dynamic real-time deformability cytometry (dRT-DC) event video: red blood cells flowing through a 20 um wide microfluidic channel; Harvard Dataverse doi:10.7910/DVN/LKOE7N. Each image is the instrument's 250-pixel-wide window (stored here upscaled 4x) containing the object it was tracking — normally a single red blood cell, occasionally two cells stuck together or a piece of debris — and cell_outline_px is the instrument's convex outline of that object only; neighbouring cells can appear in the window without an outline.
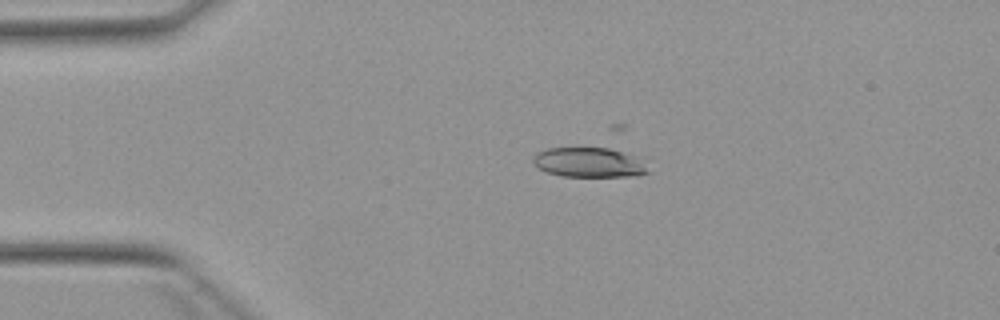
{"species": "Egyptian fruit bat (a non-hibernating species)", "species_latin": "Rousettus aegyptiacus", "temperature_condition": "warm", "stored_images_in_passage": 7, "camera_frame_rate_fps": 3000, "um_per_image_px": 0.085, "animal": {"sex": "female"}, "frame": {"image": 1, "passage_image": 4, "time_ms": 4.0, "image_size_px": [1000, 320], "cell_outline_px": [[648, 172], [636, 176], [564, 176], [548, 172], [540, 168], [532, 160], [532, 156], [536, 152], [548, 148], [608, 148], [636, 156]], "centroid_in_image_um": [50.01, 13.8], "position_along_channel_um": 35.0, "area_um2": 19.48}}